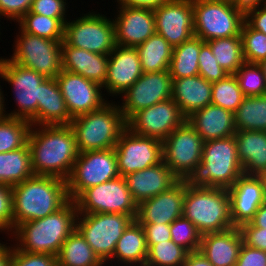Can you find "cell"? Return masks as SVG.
I'll return each mask as SVG.
<instances>
[{
	"label": "cell",
	"instance_id": "1",
	"mask_svg": "<svg viewBox=\"0 0 266 266\" xmlns=\"http://www.w3.org/2000/svg\"><path fill=\"white\" fill-rule=\"evenodd\" d=\"M28 145L34 175L69 178L79 155L70 125H32Z\"/></svg>",
	"mask_w": 266,
	"mask_h": 266
},
{
	"label": "cell",
	"instance_id": "2",
	"mask_svg": "<svg viewBox=\"0 0 266 266\" xmlns=\"http://www.w3.org/2000/svg\"><path fill=\"white\" fill-rule=\"evenodd\" d=\"M77 215L76 203L69 200L58 211L44 218L19 224L10 234L17 242L14 247L19 251L57 257L62 244L76 229Z\"/></svg>",
	"mask_w": 266,
	"mask_h": 266
},
{
	"label": "cell",
	"instance_id": "3",
	"mask_svg": "<svg viewBox=\"0 0 266 266\" xmlns=\"http://www.w3.org/2000/svg\"><path fill=\"white\" fill-rule=\"evenodd\" d=\"M11 188L13 230L58 211L70 200L66 180L57 177L34 175Z\"/></svg>",
	"mask_w": 266,
	"mask_h": 266
},
{
	"label": "cell",
	"instance_id": "4",
	"mask_svg": "<svg viewBox=\"0 0 266 266\" xmlns=\"http://www.w3.org/2000/svg\"><path fill=\"white\" fill-rule=\"evenodd\" d=\"M183 216L189 219L202 235L235 227L231 219L227 189L199 186L187 180Z\"/></svg>",
	"mask_w": 266,
	"mask_h": 266
},
{
	"label": "cell",
	"instance_id": "5",
	"mask_svg": "<svg viewBox=\"0 0 266 266\" xmlns=\"http://www.w3.org/2000/svg\"><path fill=\"white\" fill-rule=\"evenodd\" d=\"M79 153L115 148L127 128V120L119 105L108 101L101 108L72 119Z\"/></svg>",
	"mask_w": 266,
	"mask_h": 266
},
{
	"label": "cell",
	"instance_id": "6",
	"mask_svg": "<svg viewBox=\"0 0 266 266\" xmlns=\"http://www.w3.org/2000/svg\"><path fill=\"white\" fill-rule=\"evenodd\" d=\"M243 174L233 135L204 142L200 168L191 181L199 186L229 189Z\"/></svg>",
	"mask_w": 266,
	"mask_h": 266
},
{
	"label": "cell",
	"instance_id": "7",
	"mask_svg": "<svg viewBox=\"0 0 266 266\" xmlns=\"http://www.w3.org/2000/svg\"><path fill=\"white\" fill-rule=\"evenodd\" d=\"M194 36L208 40L240 36L245 11L230 0H193Z\"/></svg>",
	"mask_w": 266,
	"mask_h": 266
},
{
	"label": "cell",
	"instance_id": "8",
	"mask_svg": "<svg viewBox=\"0 0 266 266\" xmlns=\"http://www.w3.org/2000/svg\"><path fill=\"white\" fill-rule=\"evenodd\" d=\"M204 142L186 121L162 142L163 162L179 180L191 181L200 168Z\"/></svg>",
	"mask_w": 266,
	"mask_h": 266
},
{
	"label": "cell",
	"instance_id": "9",
	"mask_svg": "<svg viewBox=\"0 0 266 266\" xmlns=\"http://www.w3.org/2000/svg\"><path fill=\"white\" fill-rule=\"evenodd\" d=\"M133 220L131 215L117 213L78 214L76 229L105 264L113 256L119 238Z\"/></svg>",
	"mask_w": 266,
	"mask_h": 266
},
{
	"label": "cell",
	"instance_id": "10",
	"mask_svg": "<svg viewBox=\"0 0 266 266\" xmlns=\"http://www.w3.org/2000/svg\"><path fill=\"white\" fill-rule=\"evenodd\" d=\"M82 15L65 23L64 41L74 48L109 55L117 45L114 21L96 12Z\"/></svg>",
	"mask_w": 266,
	"mask_h": 266
},
{
	"label": "cell",
	"instance_id": "11",
	"mask_svg": "<svg viewBox=\"0 0 266 266\" xmlns=\"http://www.w3.org/2000/svg\"><path fill=\"white\" fill-rule=\"evenodd\" d=\"M62 41L49 40L20 30L14 41V53L8 59L46 78H56L62 71Z\"/></svg>",
	"mask_w": 266,
	"mask_h": 266
},
{
	"label": "cell",
	"instance_id": "12",
	"mask_svg": "<svg viewBox=\"0 0 266 266\" xmlns=\"http://www.w3.org/2000/svg\"><path fill=\"white\" fill-rule=\"evenodd\" d=\"M74 202L78 214L117 213L136 219L138 213V205L122 176L85 189Z\"/></svg>",
	"mask_w": 266,
	"mask_h": 266
},
{
	"label": "cell",
	"instance_id": "13",
	"mask_svg": "<svg viewBox=\"0 0 266 266\" xmlns=\"http://www.w3.org/2000/svg\"><path fill=\"white\" fill-rule=\"evenodd\" d=\"M119 176L114 148L79 153L66 180L68 197L75 200L85 189Z\"/></svg>",
	"mask_w": 266,
	"mask_h": 266
},
{
	"label": "cell",
	"instance_id": "14",
	"mask_svg": "<svg viewBox=\"0 0 266 266\" xmlns=\"http://www.w3.org/2000/svg\"><path fill=\"white\" fill-rule=\"evenodd\" d=\"M0 73L3 81L13 87L14 101L18 106V109L7 112L5 116L30 121L37 114L40 84L46 77L2 57L0 58Z\"/></svg>",
	"mask_w": 266,
	"mask_h": 266
},
{
	"label": "cell",
	"instance_id": "15",
	"mask_svg": "<svg viewBox=\"0 0 266 266\" xmlns=\"http://www.w3.org/2000/svg\"><path fill=\"white\" fill-rule=\"evenodd\" d=\"M114 149L122 177L163 161L162 141L135 134L128 128L121 134Z\"/></svg>",
	"mask_w": 266,
	"mask_h": 266
},
{
	"label": "cell",
	"instance_id": "16",
	"mask_svg": "<svg viewBox=\"0 0 266 266\" xmlns=\"http://www.w3.org/2000/svg\"><path fill=\"white\" fill-rule=\"evenodd\" d=\"M187 117L171 98L134 113L127 120V128L135 134L164 141Z\"/></svg>",
	"mask_w": 266,
	"mask_h": 266
},
{
	"label": "cell",
	"instance_id": "17",
	"mask_svg": "<svg viewBox=\"0 0 266 266\" xmlns=\"http://www.w3.org/2000/svg\"><path fill=\"white\" fill-rule=\"evenodd\" d=\"M173 79L169 70L143 73L121 96L120 110L128 120L134 113L172 98Z\"/></svg>",
	"mask_w": 266,
	"mask_h": 266
},
{
	"label": "cell",
	"instance_id": "18",
	"mask_svg": "<svg viewBox=\"0 0 266 266\" xmlns=\"http://www.w3.org/2000/svg\"><path fill=\"white\" fill-rule=\"evenodd\" d=\"M153 11L156 33L173 48L194 36L193 0H169Z\"/></svg>",
	"mask_w": 266,
	"mask_h": 266
},
{
	"label": "cell",
	"instance_id": "19",
	"mask_svg": "<svg viewBox=\"0 0 266 266\" xmlns=\"http://www.w3.org/2000/svg\"><path fill=\"white\" fill-rule=\"evenodd\" d=\"M56 81L72 118L93 112L108 102L103 98L100 84L79 74L62 69Z\"/></svg>",
	"mask_w": 266,
	"mask_h": 266
},
{
	"label": "cell",
	"instance_id": "20",
	"mask_svg": "<svg viewBox=\"0 0 266 266\" xmlns=\"http://www.w3.org/2000/svg\"><path fill=\"white\" fill-rule=\"evenodd\" d=\"M142 74L136 48L116 45L108 55L107 77L102 88L110 96L122 95Z\"/></svg>",
	"mask_w": 266,
	"mask_h": 266
},
{
	"label": "cell",
	"instance_id": "21",
	"mask_svg": "<svg viewBox=\"0 0 266 266\" xmlns=\"http://www.w3.org/2000/svg\"><path fill=\"white\" fill-rule=\"evenodd\" d=\"M114 21L116 44L137 47L156 33L154 11L148 8L119 6Z\"/></svg>",
	"mask_w": 266,
	"mask_h": 266
},
{
	"label": "cell",
	"instance_id": "22",
	"mask_svg": "<svg viewBox=\"0 0 266 266\" xmlns=\"http://www.w3.org/2000/svg\"><path fill=\"white\" fill-rule=\"evenodd\" d=\"M185 180H179L169 190L138 205L136 220L139 223L171 224L183 216Z\"/></svg>",
	"mask_w": 266,
	"mask_h": 266
},
{
	"label": "cell",
	"instance_id": "23",
	"mask_svg": "<svg viewBox=\"0 0 266 266\" xmlns=\"http://www.w3.org/2000/svg\"><path fill=\"white\" fill-rule=\"evenodd\" d=\"M227 190L230 196L231 219L235 227L250 222L265 202L262 183L256 175H241Z\"/></svg>",
	"mask_w": 266,
	"mask_h": 266
},
{
	"label": "cell",
	"instance_id": "24",
	"mask_svg": "<svg viewBox=\"0 0 266 266\" xmlns=\"http://www.w3.org/2000/svg\"><path fill=\"white\" fill-rule=\"evenodd\" d=\"M125 180L137 205L169 190L179 181L163 161L141 171L128 174L125 176Z\"/></svg>",
	"mask_w": 266,
	"mask_h": 266
},
{
	"label": "cell",
	"instance_id": "25",
	"mask_svg": "<svg viewBox=\"0 0 266 266\" xmlns=\"http://www.w3.org/2000/svg\"><path fill=\"white\" fill-rule=\"evenodd\" d=\"M243 236L239 227L202 235L199 251L213 266H235Z\"/></svg>",
	"mask_w": 266,
	"mask_h": 266
},
{
	"label": "cell",
	"instance_id": "26",
	"mask_svg": "<svg viewBox=\"0 0 266 266\" xmlns=\"http://www.w3.org/2000/svg\"><path fill=\"white\" fill-rule=\"evenodd\" d=\"M187 121L204 141L230 137L236 132L234 113L212 104L194 111Z\"/></svg>",
	"mask_w": 266,
	"mask_h": 266
},
{
	"label": "cell",
	"instance_id": "27",
	"mask_svg": "<svg viewBox=\"0 0 266 266\" xmlns=\"http://www.w3.org/2000/svg\"><path fill=\"white\" fill-rule=\"evenodd\" d=\"M62 69L79 74L103 86L107 77L108 55L74 48L63 40Z\"/></svg>",
	"mask_w": 266,
	"mask_h": 266
},
{
	"label": "cell",
	"instance_id": "28",
	"mask_svg": "<svg viewBox=\"0 0 266 266\" xmlns=\"http://www.w3.org/2000/svg\"><path fill=\"white\" fill-rule=\"evenodd\" d=\"M56 78H46L40 84L37 114L29 121L32 125H69L72 121Z\"/></svg>",
	"mask_w": 266,
	"mask_h": 266
},
{
	"label": "cell",
	"instance_id": "29",
	"mask_svg": "<svg viewBox=\"0 0 266 266\" xmlns=\"http://www.w3.org/2000/svg\"><path fill=\"white\" fill-rule=\"evenodd\" d=\"M172 99L188 117L194 111L211 104L212 83L199 74L173 80Z\"/></svg>",
	"mask_w": 266,
	"mask_h": 266
},
{
	"label": "cell",
	"instance_id": "30",
	"mask_svg": "<svg viewBox=\"0 0 266 266\" xmlns=\"http://www.w3.org/2000/svg\"><path fill=\"white\" fill-rule=\"evenodd\" d=\"M238 158L246 175L266 171V131L241 130L234 135Z\"/></svg>",
	"mask_w": 266,
	"mask_h": 266
},
{
	"label": "cell",
	"instance_id": "31",
	"mask_svg": "<svg viewBox=\"0 0 266 266\" xmlns=\"http://www.w3.org/2000/svg\"><path fill=\"white\" fill-rule=\"evenodd\" d=\"M148 255L145 232L142 225L135 219L124 230L119 238L113 256L105 264L115 260L124 266H145ZM113 260V261H112Z\"/></svg>",
	"mask_w": 266,
	"mask_h": 266
},
{
	"label": "cell",
	"instance_id": "32",
	"mask_svg": "<svg viewBox=\"0 0 266 266\" xmlns=\"http://www.w3.org/2000/svg\"><path fill=\"white\" fill-rule=\"evenodd\" d=\"M34 176L28 143L16 150L0 153V183L13 187Z\"/></svg>",
	"mask_w": 266,
	"mask_h": 266
},
{
	"label": "cell",
	"instance_id": "33",
	"mask_svg": "<svg viewBox=\"0 0 266 266\" xmlns=\"http://www.w3.org/2000/svg\"><path fill=\"white\" fill-rule=\"evenodd\" d=\"M135 48L143 73L169 70L173 47L161 35L155 33Z\"/></svg>",
	"mask_w": 266,
	"mask_h": 266
},
{
	"label": "cell",
	"instance_id": "34",
	"mask_svg": "<svg viewBox=\"0 0 266 266\" xmlns=\"http://www.w3.org/2000/svg\"><path fill=\"white\" fill-rule=\"evenodd\" d=\"M57 264L60 266H105L77 229L62 244L57 255Z\"/></svg>",
	"mask_w": 266,
	"mask_h": 266
},
{
	"label": "cell",
	"instance_id": "35",
	"mask_svg": "<svg viewBox=\"0 0 266 266\" xmlns=\"http://www.w3.org/2000/svg\"><path fill=\"white\" fill-rule=\"evenodd\" d=\"M205 42L193 36L172 50L169 72L172 79L192 77L199 74L198 56Z\"/></svg>",
	"mask_w": 266,
	"mask_h": 266
},
{
	"label": "cell",
	"instance_id": "36",
	"mask_svg": "<svg viewBox=\"0 0 266 266\" xmlns=\"http://www.w3.org/2000/svg\"><path fill=\"white\" fill-rule=\"evenodd\" d=\"M234 124L236 131H266V94L245 96L234 112Z\"/></svg>",
	"mask_w": 266,
	"mask_h": 266
},
{
	"label": "cell",
	"instance_id": "37",
	"mask_svg": "<svg viewBox=\"0 0 266 266\" xmlns=\"http://www.w3.org/2000/svg\"><path fill=\"white\" fill-rule=\"evenodd\" d=\"M218 64L229 74H235L245 63L241 36L218 38L206 42Z\"/></svg>",
	"mask_w": 266,
	"mask_h": 266
},
{
	"label": "cell",
	"instance_id": "38",
	"mask_svg": "<svg viewBox=\"0 0 266 266\" xmlns=\"http://www.w3.org/2000/svg\"><path fill=\"white\" fill-rule=\"evenodd\" d=\"M66 19L27 13L18 21L19 30L49 40H64Z\"/></svg>",
	"mask_w": 266,
	"mask_h": 266
},
{
	"label": "cell",
	"instance_id": "39",
	"mask_svg": "<svg viewBox=\"0 0 266 266\" xmlns=\"http://www.w3.org/2000/svg\"><path fill=\"white\" fill-rule=\"evenodd\" d=\"M32 124L24 119L4 116L0 119V153L13 151L28 143Z\"/></svg>",
	"mask_w": 266,
	"mask_h": 266
},
{
	"label": "cell",
	"instance_id": "40",
	"mask_svg": "<svg viewBox=\"0 0 266 266\" xmlns=\"http://www.w3.org/2000/svg\"><path fill=\"white\" fill-rule=\"evenodd\" d=\"M244 98L245 95L234 74H228L224 79L212 83V105L234 113Z\"/></svg>",
	"mask_w": 266,
	"mask_h": 266
},
{
	"label": "cell",
	"instance_id": "41",
	"mask_svg": "<svg viewBox=\"0 0 266 266\" xmlns=\"http://www.w3.org/2000/svg\"><path fill=\"white\" fill-rule=\"evenodd\" d=\"M147 247L148 255L145 266H182L189 253L172 240L147 244Z\"/></svg>",
	"mask_w": 266,
	"mask_h": 266
},
{
	"label": "cell",
	"instance_id": "42",
	"mask_svg": "<svg viewBox=\"0 0 266 266\" xmlns=\"http://www.w3.org/2000/svg\"><path fill=\"white\" fill-rule=\"evenodd\" d=\"M245 96L266 94V81L258 64L244 63L234 74Z\"/></svg>",
	"mask_w": 266,
	"mask_h": 266
},
{
	"label": "cell",
	"instance_id": "43",
	"mask_svg": "<svg viewBox=\"0 0 266 266\" xmlns=\"http://www.w3.org/2000/svg\"><path fill=\"white\" fill-rule=\"evenodd\" d=\"M171 240L188 252L199 251L202 234L187 218L181 216L170 224Z\"/></svg>",
	"mask_w": 266,
	"mask_h": 266
},
{
	"label": "cell",
	"instance_id": "44",
	"mask_svg": "<svg viewBox=\"0 0 266 266\" xmlns=\"http://www.w3.org/2000/svg\"><path fill=\"white\" fill-rule=\"evenodd\" d=\"M243 55L246 63L259 64L266 59V35L244 22L241 29Z\"/></svg>",
	"mask_w": 266,
	"mask_h": 266
},
{
	"label": "cell",
	"instance_id": "45",
	"mask_svg": "<svg viewBox=\"0 0 266 266\" xmlns=\"http://www.w3.org/2000/svg\"><path fill=\"white\" fill-rule=\"evenodd\" d=\"M198 65L199 75L211 83L224 79L229 74L218 64L210 46L206 42L201 46Z\"/></svg>",
	"mask_w": 266,
	"mask_h": 266
},
{
	"label": "cell",
	"instance_id": "46",
	"mask_svg": "<svg viewBox=\"0 0 266 266\" xmlns=\"http://www.w3.org/2000/svg\"><path fill=\"white\" fill-rule=\"evenodd\" d=\"M57 257L51 254L29 253L11 246L10 266H56Z\"/></svg>",
	"mask_w": 266,
	"mask_h": 266
},
{
	"label": "cell",
	"instance_id": "47",
	"mask_svg": "<svg viewBox=\"0 0 266 266\" xmlns=\"http://www.w3.org/2000/svg\"><path fill=\"white\" fill-rule=\"evenodd\" d=\"M12 188L0 183V232H13Z\"/></svg>",
	"mask_w": 266,
	"mask_h": 266
},
{
	"label": "cell",
	"instance_id": "48",
	"mask_svg": "<svg viewBox=\"0 0 266 266\" xmlns=\"http://www.w3.org/2000/svg\"><path fill=\"white\" fill-rule=\"evenodd\" d=\"M66 0H33L28 13L41 14L51 18H66Z\"/></svg>",
	"mask_w": 266,
	"mask_h": 266
},
{
	"label": "cell",
	"instance_id": "49",
	"mask_svg": "<svg viewBox=\"0 0 266 266\" xmlns=\"http://www.w3.org/2000/svg\"><path fill=\"white\" fill-rule=\"evenodd\" d=\"M33 0H0L1 16L16 21V23L30 11Z\"/></svg>",
	"mask_w": 266,
	"mask_h": 266
},
{
	"label": "cell",
	"instance_id": "50",
	"mask_svg": "<svg viewBox=\"0 0 266 266\" xmlns=\"http://www.w3.org/2000/svg\"><path fill=\"white\" fill-rule=\"evenodd\" d=\"M239 229L243 243L266 252V228L255 227L251 222L242 224Z\"/></svg>",
	"mask_w": 266,
	"mask_h": 266
},
{
	"label": "cell",
	"instance_id": "51",
	"mask_svg": "<svg viewBox=\"0 0 266 266\" xmlns=\"http://www.w3.org/2000/svg\"><path fill=\"white\" fill-rule=\"evenodd\" d=\"M235 266H266V252L243 243Z\"/></svg>",
	"mask_w": 266,
	"mask_h": 266
},
{
	"label": "cell",
	"instance_id": "52",
	"mask_svg": "<svg viewBox=\"0 0 266 266\" xmlns=\"http://www.w3.org/2000/svg\"><path fill=\"white\" fill-rule=\"evenodd\" d=\"M144 229L146 244H157L171 240L170 224L140 223Z\"/></svg>",
	"mask_w": 266,
	"mask_h": 266
},
{
	"label": "cell",
	"instance_id": "53",
	"mask_svg": "<svg viewBox=\"0 0 266 266\" xmlns=\"http://www.w3.org/2000/svg\"><path fill=\"white\" fill-rule=\"evenodd\" d=\"M245 22L252 29L266 35V5L256 6L246 10Z\"/></svg>",
	"mask_w": 266,
	"mask_h": 266
},
{
	"label": "cell",
	"instance_id": "54",
	"mask_svg": "<svg viewBox=\"0 0 266 266\" xmlns=\"http://www.w3.org/2000/svg\"><path fill=\"white\" fill-rule=\"evenodd\" d=\"M169 0H117V6H127L132 8H148L154 10Z\"/></svg>",
	"mask_w": 266,
	"mask_h": 266
},
{
	"label": "cell",
	"instance_id": "55",
	"mask_svg": "<svg viewBox=\"0 0 266 266\" xmlns=\"http://www.w3.org/2000/svg\"><path fill=\"white\" fill-rule=\"evenodd\" d=\"M182 266H213L200 252H189L186 261Z\"/></svg>",
	"mask_w": 266,
	"mask_h": 266
},
{
	"label": "cell",
	"instance_id": "56",
	"mask_svg": "<svg viewBox=\"0 0 266 266\" xmlns=\"http://www.w3.org/2000/svg\"><path fill=\"white\" fill-rule=\"evenodd\" d=\"M255 227L266 228V202H264L250 221Z\"/></svg>",
	"mask_w": 266,
	"mask_h": 266
},
{
	"label": "cell",
	"instance_id": "57",
	"mask_svg": "<svg viewBox=\"0 0 266 266\" xmlns=\"http://www.w3.org/2000/svg\"><path fill=\"white\" fill-rule=\"evenodd\" d=\"M7 243H0V266H10L11 263V246Z\"/></svg>",
	"mask_w": 266,
	"mask_h": 266
},
{
	"label": "cell",
	"instance_id": "58",
	"mask_svg": "<svg viewBox=\"0 0 266 266\" xmlns=\"http://www.w3.org/2000/svg\"><path fill=\"white\" fill-rule=\"evenodd\" d=\"M234 2L244 11L252 7L266 5V0H235Z\"/></svg>",
	"mask_w": 266,
	"mask_h": 266
},
{
	"label": "cell",
	"instance_id": "59",
	"mask_svg": "<svg viewBox=\"0 0 266 266\" xmlns=\"http://www.w3.org/2000/svg\"><path fill=\"white\" fill-rule=\"evenodd\" d=\"M0 78H1V73H0ZM1 85H0V119H2L4 116H5V114H6V108H5V106L4 105H6V104H4L5 103V99H4V95H3V91L1 90Z\"/></svg>",
	"mask_w": 266,
	"mask_h": 266
},
{
	"label": "cell",
	"instance_id": "60",
	"mask_svg": "<svg viewBox=\"0 0 266 266\" xmlns=\"http://www.w3.org/2000/svg\"><path fill=\"white\" fill-rule=\"evenodd\" d=\"M262 183V189L264 192V198L266 202V171L257 175Z\"/></svg>",
	"mask_w": 266,
	"mask_h": 266
},
{
	"label": "cell",
	"instance_id": "61",
	"mask_svg": "<svg viewBox=\"0 0 266 266\" xmlns=\"http://www.w3.org/2000/svg\"><path fill=\"white\" fill-rule=\"evenodd\" d=\"M258 65L261 67L266 81V59L262 60Z\"/></svg>",
	"mask_w": 266,
	"mask_h": 266
}]
</instances>
